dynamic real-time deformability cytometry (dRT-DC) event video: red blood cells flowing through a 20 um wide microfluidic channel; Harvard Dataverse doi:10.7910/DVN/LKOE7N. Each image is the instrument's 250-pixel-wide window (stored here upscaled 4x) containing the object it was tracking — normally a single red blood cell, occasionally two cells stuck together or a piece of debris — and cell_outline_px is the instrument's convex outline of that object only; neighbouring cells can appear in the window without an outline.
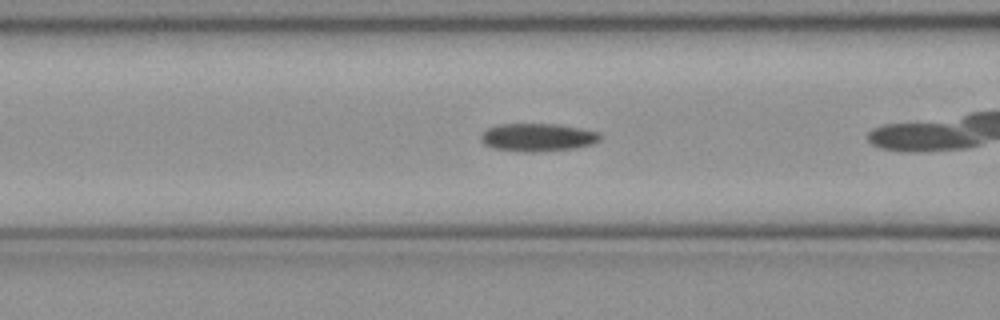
{"species": "common noctule bat (a hibernating species)", "species_latin": "Nyctalus noctula", "temperature_condition": "cold", "stored_images_in_passage": 37, "camera_frame_rate_fps": 3000, "um_per_image_px": 0.085, "animal": {"sex": "female", "body_mass_g": 21.9}, "frame": {"image": 1, "passage_image": 16, "time_ms": 5.0, "image_size_px": [1000, 320], "cell_outline_px": [[604, 136], [596, 144], [572, 148], [540, 152], [524, 152], [492, 148], [484, 144], [480, 140], [480, 132], [496, 124], [556, 124], [580, 128], [600, 132]], "centroid_in_image_um": [45.71, 11.67], "position_along_channel_um": 120.9, "area_um2": 19.83}}